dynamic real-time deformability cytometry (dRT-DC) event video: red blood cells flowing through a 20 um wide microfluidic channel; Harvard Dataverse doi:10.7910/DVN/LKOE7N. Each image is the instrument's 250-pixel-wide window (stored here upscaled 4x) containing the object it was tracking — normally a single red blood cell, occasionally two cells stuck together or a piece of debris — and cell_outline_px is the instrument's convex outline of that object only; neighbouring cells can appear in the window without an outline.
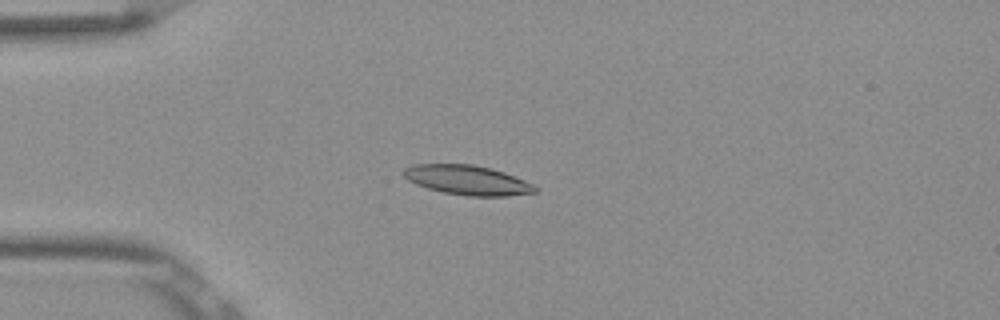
{"species": "Egyptian fruit bat (a non-hibernating species)", "species_latin": "Rousettus aegyptiacus", "temperature_condition": "room temperature", "stored_images_in_passage": 52, "camera_frame_rate_fps": 3000, "um_per_image_px": 0.085, "frame": {"image": 1, "passage_image": 13, "time_ms": 4.0, "image_size_px": [1000, 320], "cell_outline_px": [[540, 188], [536, 192], [508, 196], [468, 196], [444, 192], [428, 188], [416, 184], [408, 180], [400, 172], [404, 168], [412, 164], [472, 164], [492, 168], [504, 172], [524, 180]], "centroid_in_image_um": [39.72, 15.3], "position_along_channel_um": 45.3, "area_um2": 22.77}}
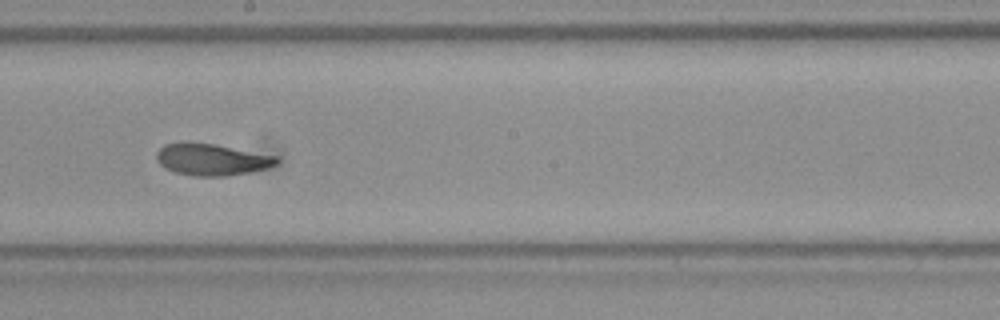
{"frame": {"image": 2, "passage_image": 29, "time_ms": 9.333, "image_size_px": [1000, 320], "cell_outline_px": [[280, 160], [276, 164], [268, 168], [248, 172], [224, 176], [196, 176], [176, 172], [164, 168], [156, 160], [156, 152], [164, 144], [184, 140], [216, 144], [276, 156]], "centroid_in_image_um": [17.94, 13.53], "position_along_channel_um": 230.3, "area_um2": 22.48}}
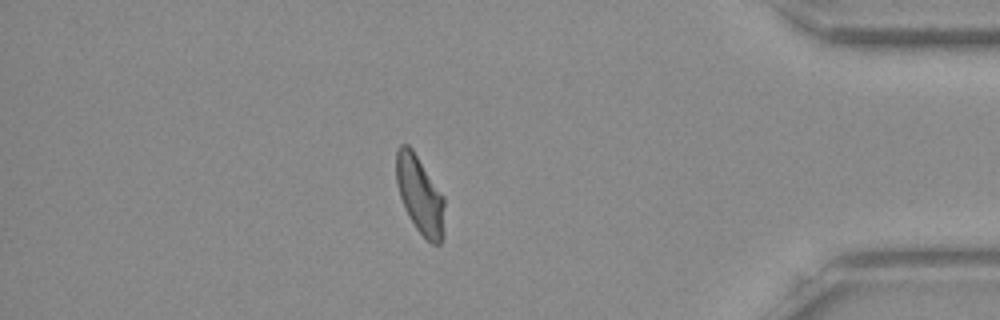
{"frame": {"image": 3, "passage_image": 45, "time_ms": 14.667, "image_size_px": [1000, 320], "cell_outline_px": [[444, 236], [440, 244], [432, 244], [416, 228], [408, 216], [404, 208], [400, 196], [396, 180], [396, 152], [400, 144], [408, 144], [412, 148], [444, 196]], "centroid_in_image_um": [35.7, 16.57], "position_along_channel_um": 399.5, "area_um2": 21.96}, "authors_computed_cell_mechanics": {"area_um2": 22.1952, "velocity_mm_per_s": 3.8408, "shape_relaxation_time_tau1_ms": 4.9132, "shape_relaxation_time_tau2_ms": 2.1432, "deformation_change_tau1": 0.1465, "deformation_change_tau2": 0.0731}}